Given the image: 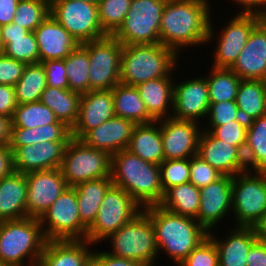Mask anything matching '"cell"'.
I'll list each match as a JSON object with an SVG mask.
<instances>
[{
	"mask_svg": "<svg viewBox=\"0 0 266 266\" xmlns=\"http://www.w3.org/2000/svg\"><path fill=\"white\" fill-rule=\"evenodd\" d=\"M211 9L209 0H167L159 29L160 43L179 57L189 47L206 45L214 12Z\"/></svg>",
	"mask_w": 266,
	"mask_h": 266,
	"instance_id": "obj_1",
	"label": "cell"
},
{
	"mask_svg": "<svg viewBox=\"0 0 266 266\" xmlns=\"http://www.w3.org/2000/svg\"><path fill=\"white\" fill-rule=\"evenodd\" d=\"M142 210L151 218L158 256L164 251L174 266H178L208 237V232L195 218L173 213L160 205L147 206Z\"/></svg>",
	"mask_w": 266,
	"mask_h": 266,
	"instance_id": "obj_2",
	"label": "cell"
},
{
	"mask_svg": "<svg viewBox=\"0 0 266 266\" xmlns=\"http://www.w3.org/2000/svg\"><path fill=\"white\" fill-rule=\"evenodd\" d=\"M111 180L142 209L159 205L163 200L159 165L144 161L127 149L111 155Z\"/></svg>",
	"mask_w": 266,
	"mask_h": 266,
	"instance_id": "obj_3",
	"label": "cell"
},
{
	"mask_svg": "<svg viewBox=\"0 0 266 266\" xmlns=\"http://www.w3.org/2000/svg\"><path fill=\"white\" fill-rule=\"evenodd\" d=\"M179 59L172 49L161 43L123 45L120 82L137 86L148 80L166 77L179 67Z\"/></svg>",
	"mask_w": 266,
	"mask_h": 266,
	"instance_id": "obj_4",
	"label": "cell"
},
{
	"mask_svg": "<svg viewBox=\"0 0 266 266\" xmlns=\"http://www.w3.org/2000/svg\"><path fill=\"white\" fill-rule=\"evenodd\" d=\"M46 242L37 218L0 222V261L6 266H35Z\"/></svg>",
	"mask_w": 266,
	"mask_h": 266,
	"instance_id": "obj_5",
	"label": "cell"
},
{
	"mask_svg": "<svg viewBox=\"0 0 266 266\" xmlns=\"http://www.w3.org/2000/svg\"><path fill=\"white\" fill-rule=\"evenodd\" d=\"M110 240L111 255L130 259L151 266L158 261V246L151 218L142 210L130 222L111 234L104 243Z\"/></svg>",
	"mask_w": 266,
	"mask_h": 266,
	"instance_id": "obj_6",
	"label": "cell"
},
{
	"mask_svg": "<svg viewBox=\"0 0 266 266\" xmlns=\"http://www.w3.org/2000/svg\"><path fill=\"white\" fill-rule=\"evenodd\" d=\"M266 213V171L233 176L232 216L235 226L253 227Z\"/></svg>",
	"mask_w": 266,
	"mask_h": 266,
	"instance_id": "obj_7",
	"label": "cell"
},
{
	"mask_svg": "<svg viewBox=\"0 0 266 266\" xmlns=\"http://www.w3.org/2000/svg\"><path fill=\"white\" fill-rule=\"evenodd\" d=\"M140 211V205L124 189L112 184L104 195L93 224L87 229L86 240L95 248Z\"/></svg>",
	"mask_w": 266,
	"mask_h": 266,
	"instance_id": "obj_8",
	"label": "cell"
},
{
	"mask_svg": "<svg viewBox=\"0 0 266 266\" xmlns=\"http://www.w3.org/2000/svg\"><path fill=\"white\" fill-rule=\"evenodd\" d=\"M60 169L67 185L71 187L85 181L111 177V155L71 138L66 145Z\"/></svg>",
	"mask_w": 266,
	"mask_h": 266,
	"instance_id": "obj_9",
	"label": "cell"
},
{
	"mask_svg": "<svg viewBox=\"0 0 266 266\" xmlns=\"http://www.w3.org/2000/svg\"><path fill=\"white\" fill-rule=\"evenodd\" d=\"M167 0H131L123 24L113 34L122 45L160 43L162 12Z\"/></svg>",
	"mask_w": 266,
	"mask_h": 266,
	"instance_id": "obj_10",
	"label": "cell"
},
{
	"mask_svg": "<svg viewBox=\"0 0 266 266\" xmlns=\"http://www.w3.org/2000/svg\"><path fill=\"white\" fill-rule=\"evenodd\" d=\"M262 19L263 17L257 14L236 13L227 20L228 23L226 22V25L222 26L223 28L221 27L219 35L215 34L217 30L214 29L213 21L210 20L206 46L216 39L211 66L230 68L246 45L251 31Z\"/></svg>",
	"mask_w": 266,
	"mask_h": 266,
	"instance_id": "obj_11",
	"label": "cell"
},
{
	"mask_svg": "<svg viewBox=\"0 0 266 266\" xmlns=\"http://www.w3.org/2000/svg\"><path fill=\"white\" fill-rule=\"evenodd\" d=\"M39 221L47 240H86L74 187L69 186Z\"/></svg>",
	"mask_w": 266,
	"mask_h": 266,
	"instance_id": "obj_12",
	"label": "cell"
},
{
	"mask_svg": "<svg viewBox=\"0 0 266 266\" xmlns=\"http://www.w3.org/2000/svg\"><path fill=\"white\" fill-rule=\"evenodd\" d=\"M50 14L80 44L108 35L101 28L97 4L77 0H51Z\"/></svg>",
	"mask_w": 266,
	"mask_h": 266,
	"instance_id": "obj_13",
	"label": "cell"
},
{
	"mask_svg": "<svg viewBox=\"0 0 266 266\" xmlns=\"http://www.w3.org/2000/svg\"><path fill=\"white\" fill-rule=\"evenodd\" d=\"M90 59V91L110 90L120 82L123 45L113 35L81 44Z\"/></svg>",
	"mask_w": 266,
	"mask_h": 266,
	"instance_id": "obj_14",
	"label": "cell"
},
{
	"mask_svg": "<svg viewBox=\"0 0 266 266\" xmlns=\"http://www.w3.org/2000/svg\"><path fill=\"white\" fill-rule=\"evenodd\" d=\"M27 180L26 213L40 219L69 187L60 168L25 173Z\"/></svg>",
	"mask_w": 266,
	"mask_h": 266,
	"instance_id": "obj_15",
	"label": "cell"
},
{
	"mask_svg": "<svg viewBox=\"0 0 266 266\" xmlns=\"http://www.w3.org/2000/svg\"><path fill=\"white\" fill-rule=\"evenodd\" d=\"M189 78L181 82L174 81L171 117L196 121L202 125L201 121L206 119L210 105L207 80L204 75Z\"/></svg>",
	"mask_w": 266,
	"mask_h": 266,
	"instance_id": "obj_16",
	"label": "cell"
},
{
	"mask_svg": "<svg viewBox=\"0 0 266 266\" xmlns=\"http://www.w3.org/2000/svg\"><path fill=\"white\" fill-rule=\"evenodd\" d=\"M203 125L173 117L161 119L164 160L190 159L197 154Z\"/></svg>",
	"mask_w": 266,
	"mask_h": 266,
	"instance_id": "obj_17",
	"label": "cell"
},
{
	"mask_svg": "<svg viewBox=\"0 0 266 266\" xmlns=\"http://www.w3.org/2000/svg\"><path fill=\"white\" fill-rule=\"evenodd\" d=\"M233 176H222L200 189V206L196 220L209 233L232 214ZM226 216V217H225Z\"/></svg>",
	"mask_w": 266,
	"mask_h": 266,
	"instance_id": "obj_18",
	"label": "cell"
},
{
	"mask_svg": "<svg viewBox=\"0 0 266 266\" xmlns=\"http://www.w3.org/2000/svg\"><path fill=\"white\" fill-rule=\"evenodd\" d=\"M68 141H45L28 146H10L15 172L51 170L60 168Z\"/></svg>",
	"mask_w": 266,
	"mask_h": 266,
	"instance_id": "obj_19",
	"label": "cell"
},
{
	"mask_svg": "<svg viewBox=\"0 0 266 266\" xmlns=\"http://www.w3.org/2000/svg\"><path fill=\"white\" fill-rule=\"evenodd\" d=\"M197 155L223 176H235L247 171L243 152L234 145L215 138L202 130Z\"/></svg>",
	"mask_w": 266,
	"mask_h": 266,
	"instance_id": "obj_20",
	"label": "cell"
},
{
	"mask_svg": "<svg viewBox=\"0 0 266 266\" xmlns=\"http://www.w3.org/2000/svg\"><path fill=\"white\" fill-rule=\"evenodd\" d=\"M115 116L112 89L92 90L81 94L78 118L71 137L80 140L88 131Z\"/></svg>",
	"mask_w": 266,
	"mask_h": 266,
	"instance_id": "obj_21",
	"label": "cell"
},
{
	"mask_svg": "<svg viewBox=\"0 0 266 266\" xmlns=\"http://www.w3.org/2000/svg\"><path fill=\"white\" fill-rule=\"evenodd\" d=\"M241 79L266 81V22L251 31L247 43L230 67Z\"/></svg>",
	"mask_w": 266,
	"mask_h": 266,
	"instance_id": "obj_22",
	"label": "cell"
},
{
	"mask_svg": "<svg viewBox=\"0 0 266 266\" xmlns=\"http://www.w3.org/2000/svg\"><path fill=\"white\" fill-rule=\"evenodd\" d=\"M136 124L118 116H113L97 128L88 131L80 140L95 149L113 155L127 149Z\"/></svg>",
	"mask_w": 266,
	"mask_h": 266,
	"instance_id": "obj_23",
	"label": "cell"
},
{
	"mask_svg": "<svg viewBox=\"0 0 266 266\" xmlns=\"http://www.w3.org/2000/svg\"><path fill=\"white\" fill-rule=\"evenodd\" d=\"M33 32L40 63L45 60L65 59L80 44L51 14Z\"/></svg>",
	"mask_w": 266,
	"mask_h": 266,
	"instance_id": "obj_24",
	"label": "cell"
},
{
	"mask_svg": "<svg viewBox=\"0 0 266 266\" xmlns=\"http://www.w3.org/2000/svg\"><path fill=\"white\" fill-rule=\"evenodd\" d=\"M92 245L88 240H47L35 266H92Z\"/></svg>",
	"mask_w": 266,
	"mask_h": 266,
	"instance_id": "obj_25",
	"label": "cell"
},
{
	"mask_svg": "<svg viewBox=\"0 0 266 266\" xmlns=\"http://www.w3.org/2000/svg\"><path fill=\"white\" fill-rule=\"evenodd\" d=\"M226 232L223 238L216 232L208 233L217 247L219 266H247V254L257 240L254 227L233 226Z\"/></svg>",
	"mask_w": 266,
	"mask_h": 266,
	"instance_id": "obj_26",
	"label": "cell"
},
{
	"mask_svg": "<svg viewBox=\"0 0 266 266\" xmlns=\"http://www.w3.org/2000/svg\"><path fill=\"white\" fill-rule=\"evenodd\" d=\"M177 70L176 67L166 77L148 80L136 86L148 113L156 121L172 115L174 80L177 78L174 73Z\"/></svg>",
	"mask_w": 266,
	"mask_h": 266,
	"instance_id": "obj_27",
	"label": "cell"
},
{
	"mask_svg": "<svg viewBox=\"0 0 266 266\" xmlns=\"http://www.w3.org/2000/svg\"><path fill=\"white\" fill-rule=\"evenodd\" d=\"M0 34L4 55L26 64L39 63V51L34 32L12 22L1 26Z\"/></svg>",
	"mask_w": 266,
	"mask_h": 266,
	"instance_id": "obj_28",
	"label": "cell"
},
{
	"mask_svg": "<svg viewBox=\"0 0 266 266\" xmlns=\"http://www.w3.org/2000/svg\"><path fill=\"white\" fill-rule=\"evenodd\" d=\"M25 173L13 172L0 180V222L28 217Z\"/></svg>",
	"mask_w": 266,
	"mask_h": 266,
	"instance_id": "obj_29",
	"label": "cell"
},
{
	"mask_svg": "<svg viewBox=\"0 0 266 266\" xmlns=\"http://www.w3.org/2000/svg\"><path fill=\"white\" fill-rule=\"evenodd\" d=\"M127 150L144 161L160 165L164 161L161 119L136 125Z\"/></svg>",
	"mask_w": 266,
	"mask_h": 266,
	"instance_id": "obj_30",
	"label": "cell"
},
{
	"mask_svg": "<svg viewBox=\"0 0 266 266\" xmlns=\"http://www.w3.org/2000/svg\"><path fill=\"white\" fill-rule=\"evenodd\" d=\"M111 177L79 183L74 187L82 224L88 229L94 222L104 195L112 185Z\"/></svg>",
	"mask_w": 266,
	"mask_h": 266,
	"instance_id": "obj_31",
	"label": "cell"
},
{
	"mask_svg": "<svg viewBox=\"0 0 266 266\" xmlns=\"http://www.w3.org/2000/svg\"><path fill=\"white\" fill-rule=\"evenodd\" d=\"M115 116L131 120L136 125L156 120L148 113L136 86L119 82L112 89Z\"/></svg>",
	"mask_w": 266,
	"mask_h": 266,
	"instance_id": "obj_32",
	"label": "cell"
},
{
	"mask_svg": "<svg viewBox=\"0 0 266 266\" xmlns=\"http://www.w3.org/2000/svg\"><path fill=\"white\" fill-rule=\"evenodd\" d=\"M235 101L241 118L246 122L266 115V81L242 79Z\"/></svg>",
	"mask_w": 266,
	"mask_h": 266,
	"instance_id": "obj_33",
	"label": "cell"
},
{
	"mask_svg": "<svg viewBox=\"0 0 266 266\" xmlns=\"http://www.w3.org/2000/svg\"><path fill=\"white\" fill-rule=\"evenodd\" d=\"M81 94L69 89L46 86L40 102L49 107L58 121L72 129L78 118Z\"/></svg>",
	"mask_w": 266,
	"mask_h": 266,
	"instance_id": "obj_34",
	"label": "cell"
},
{
	"mask_svg": "<svg viewBox=\"0 0 266 266\" xmlns=\"http://www.w3.org/2000/svg\"><path fill=\"white\" fill-rule=\"evenodd\" d=\"M243 154L248 171H266V115L248 122Z\"/></svg>",
	"mask_w": 266,
	"mask_h": 266,
	"instance_id": "obj_35",
	"label": "cell"
},
{
	"mask_svg": "<svg viewBox=\"0 0 266 266\" xmlns=\"http://www.w3.org/2000/svg\"><path fill=\"white\" fill-rule=\"evenodd\" d=\"M71 129L64 123L33 128L11 127L9 146H28L45 141H69Z\"/></svg>",
	"mask_w": 266,
	"mask_h": 266,
	"instance_id": "obj_36",
	"label": "cell"
},
{
	"mask_svg": "<svg viewBox=\"0 0 266 266\" xmlns=\"http://www.w3.org/2000/svg\"><path fill=\"white\" fill-rule=\"evenodd\" d=\"M200 189L191 182L169 188L162 202L164 209L182 216L197 218L200 206Z\"/></svg>",
	"mask_w": 266,
	"mask_h": 266,
	"instance_id": "obj_37",
	"label": "cell"
},
{
	"mask_svg": "<svg viewBox=\"0 0 266 266\" xmlns=\"http://www.w3.org/2000/svg\"><path fill=\"white\" fill-rule=\"evenodd\" d=\"M210 72L205 74L208 84L210 103L236 100L241 78L230 68H215L210 66Z\"/></svg>",
	"mask_w": 266,
	"mask_h": 266,
	"instance_id": "obj_38",
	"label": "cell"
},
{
	"mask_svg": "<svg viewBox=\"0 0 266 266\" xmlns=\"http://www.w3.org/2000/svg\"><path fill=\"white\" fill-rule=\"evenodd\" d=\"M46 86L43 65L40 62L26 64L23 75L14 85L17 104L39 101Z\"/></svg>",
	"mask_w": 266,
	"mask_h": 266,
	"instance_id": "obj_39",
	"label": "cell"
},
{
	"mask_svg": "<svg viewBox=\"0 0 266 266\" xmlns=\"http://www.w3.org/2000/svg\"><path fill=\"white\" fill-rule=\"evenodd\" d=\"M65 70L71 91L80 94L90 91V59L87 50L79 44L65 59Z\"/></svg>",
	"mask_w": 266,
	"mask_h": 266,
	"instance_id": "obj_40",
	"label": "cell"
},
{
	"mask_svg": "<svg viewBox=\"0 0 266 266\" xmlns=\"http://www.w3.org/2000/svg\"><path fill=\"white\" fill-rule=\"evenodd\" d=\"M52 123L57 120L54 112L40 101L17 104L11 118V127L33 128Z\"/></svg>",
	"mask_w": 266,
	"mask_h": 266,
	"instance_id": "obj_41",
	"label": "cell"
},
{
	"mask_svg": "<svg viewBox=\"0 0 266 266\" xmlns=\"http://www.w3.org/2000/svg\"><path fill=\"white\" fill-rule=\"evenodd\" d=\"M49 14V0H19L13 23L33 32Z\"/></svg>",
	"mask_w": 266,
	"mask_h": 266,
	"instance_id": "obj_42",
	"label": "cell"
},
{
	"mask_svg": "<svg viewBox=\"0 0 266 266\" xmlns=\"http://www.w3.org/2000/svg\"><path fill=\"white\" fill-rule=\"evenodd\" d=\"M97 7L101 28L108 35H113L123 24L131 0H99Z\"/></svg>",
	"mask_w": 266,
	"mask_h": 266,
	"instance_id": "obj_43",
	"label": "cell"
},
{
	"mask_svg": "<svg viewBox=\"0 0 266 266\" xmlns=\"http://www.w3.org/2000/svg\"><path fill=\"white\" fill-rule=\"evenodd\" d=\"M159 168L163 193L190 181V159L164 160Z\"/></svg>",
	"mask_w": 266,
	"mask_h": 266,
	"instance_id": "obj_44",
	"label": "cell"
},
{
	"mask_svg": "<svg viewBox=\"0 0 266 266\" xmlns=\"http://www.w3.org/2000/svg\"><path fill=\"white\" fill-rule=\"evenodd\" d=\"M203 130L209 131L215 138L237 146L242 152L246 144L248 122L245 120H232L219 126H206Z\"/></svg>",
	"mask_w": 266,
	"mask_h": 266,
	"instance_id": "obj_45",
	"label": "cell"
},
{
	"mask_svg": "<svg viewBox=\"0 0 266 266\" xmlns=\"http://www.w3.org/2000/svg\"><path fill=\"white\" fill-rule=\"evenodd\" d=\"M178 266H219L214 241L208 236Z\"/></svg>",
	"mask_w": 266,
	"mask_h": 266,
	"instance_id": "obj_46",
	"label": "cell"
},
{
	"mask_svg": "<svg viewBox=\"0 0 266 266\" xmlns=\"http://www.w3.org/2000/svg\"><path fill=\"white\" fill-rule=\"evenodd\" d=\"M223 175L219 173L209 163L205 162L197 154L190 158V181L194 186L201 189L205 187Z\"/></svg>",
	"mask_w": 266,
	"mask_h": 266,
	"instance_id": "obj_47",
	"label": "cell"
},
{
	"mask_svg": "<svg viewBox=\"0 0 266 266\" xmlns=\"http://www.w3.org/2000/svg\"><path fill=\"white\" fill-rule=\"evenodd\" d=\"M205 120L207 126H219L232 120H244L241 118L236 101H223L210 103L208 115Z\"/></svg>",
	"mask_w": 266,
	"mask_h": 266,
	"instance_id": "obj_48",
	"label": "cell"
},
{
	"mask_svg": "<svg viewBox=\"0 0 266 266\" xmlns=\"http://www.w3.org/2000/svg\"><path fill=\"white\" fill-rule=\"evenodd\" d=\"M46 76V85L59 89H68L67 72L64 59H52L42 61Z\"/></svg>",
	"mask_w": 266,
	"mask_h": 266,
	"instance_id": "obj_49",
	"label": "cell"
},
{
	"mask_svg": "<svg viewBox=\"0 0 266 266\" xmlns=\"http://www.w3.org/2000/svg\"><path fill=\"white\" fill-rule=\"evenodd\" d=\"M26 63L0 53V84L14 87L23 75Z\"/></svg>",
	"mask_w": 266,
	"mask_h": 266,
	"instance_id": "obj_50",
	"label": "cell"
},
{
	"mask_svg": "<svg viewBox=\"0 0 266 266\" xmlns=\"http://www.w3.org/2000/svg\"><path fill=\"white\" fill-rule=\"evenodd\" d=\"M92 266H151L146 263L124 259L109 254L107 251L95 250L92 255Z\"/></svg>",
	"mask_w": 266,
	"mask_h": 266,
	"instance_id": "obj_51",
	"label": "cell"
},
{
	"mask_svg": "<svg viewBox=\"0 0 266 266\" xmlns=\"http://www.w3.org/2000/svg\"><path fill=\"white\" fill-rule=\"evenodd\" d=\"M16 107L14 87L0 84V115L12 118Z\"/></svg>",
	"mask_w": 266,
	"mask_h": 266,
	"instance_id": "obj_52",
	"label": "cell"
},
{
	"mask_svg": "<svg viewBox=\"0 0 266 266\" xmlns=\"http://www.w3.org/2000/svg\"><path fill=\"white\" fill-rule=\"evenodd\" d=\"M232 4L238 5L237 13L257 14L264 16L266 13V0H230ZM239 8L241 10H239Z\"/></svg>",
	"mask_w": 266,
	"mask_h": 266,
	"instance_id": "obj_53",
	"label": "cell"
},
{
	"mask_svg": "<svg viewBox=\"0 0 266 266\" xmlns=\"http://www.w3.org/2000/svg\"><path fill=\"white\" fill-rule=\"evenodd\" d=\"M247 266H266V242L256 240L246 257Z\"/></svg>",
	"mask_w": 266,
	"mask_h": 266,
	"instance_id": "obj_54",
	"label": "cell"
},
{
	"mask_svg": "<svg viewBox=\"0 0 266 266\" xmlns=\"http://www.w3.org/2000/svg\"><path fill=\"white\" fill-rule=\"evenodd\" d=\"M13 172V151L9 144H2L0 145V180Z\"/></svg>",
	"mask_w": 266,
	"mask_h": 266,
	"instance_id": "obj_55",
	"label": "cell"
},
{
	"mask_svg": "<svg viewBox=\"0 0 266 266\" xmlns=\"http://www.w3.org/2000/svg\"><path fill=\"white\" fill-rule=\"evenodd\" d=\"M19 0H0V27L13 22Z\"/></svg>",
	"mask_w": 266,
	"mask_h": 266,
	"instance_id": "obj_56",
	"label": "cell"
},
{
	"mask_svg": "<svg viewBox=\"0 0 266 266\" xmlns=\"http://www.w3.org/2000/svg\"><path fill=\"white\" fill-rule=\"evenodd\" d=\"M11 133V118L0 115V145L9 144Z\"/></svg>",
	"mask_w": 266,
	"mask_h": 266,
	"instance_id": "obj_57",
	"label": "cell"
},
{
	"mask_svg": "<svg viewBox=\"0 0 266 266\" xmlns=\"http://www.w3.org/2000/svg\"><path fill=\"white\" fill-rule=\"evenodd\" d=\"M253 227L256 232L257 239L262 242H266V213Z\"/></svg>",
	"mask_w": 266,
	"mask_h": 266,
	"instance_id": "obj_58",
	"label": "cell"
},
{
	"mask_svg": "<svg viewBox=\"0 0 266 266\" xmlns=\"http://www.w3.org/2000/svg\"><path fill=\"white\" fill-rule=\"evenodd\" d=\"M77 1H82V2H87V3H92V4H97L99 0H77Z\"/></svg>",
	"mask_w": 266,
	"mask_h": 266,
	"instance_id": "obj_59",
	"label": "cell"
},
{
	"mask_svg": "<svg viewBox=\"0 0 266 266\" xmlns=\"http://www.w3.org/2000/svg\"><path fill=\"white\" fill-rule=\"evenodd\" d=\"M3 52V43H2V40H1V34H0V53Z\"/></svg>",
	"mask_w": 266,
	"mask_h": 266,
	"instance_id": "obj_60",
	"label": "cell"
},
{
	"mask_svg": "<svg viewBox=\"0 0 266 266\" xmlns=\"http://www.w3.org/2000/svg\"><path fill=\"white\" fill-rule=\"evenodd\" d=\"M0 266H6L3 262L0 261Z\"/></svg>",
	"mask_w": 266,
	"mask_h": 266,
	"instance_id": "obj_61",
	"label": "cell"
},
{
	"mask_svg": "<svg viewBox=\"0 0 266 266\" xmlns=\"http://www.w3.org/2000/svg\"><path fill=\"white\" fill-rule=\"evenodd\" d=\"M263 19H264V21L266 22V13H265V15L263 16Z\"/></svg>",
	"mask_w": 266,
	"mask_h": 266,
	"instance_id": "obj_62",
	"label": "cell"
}]
</instances>
